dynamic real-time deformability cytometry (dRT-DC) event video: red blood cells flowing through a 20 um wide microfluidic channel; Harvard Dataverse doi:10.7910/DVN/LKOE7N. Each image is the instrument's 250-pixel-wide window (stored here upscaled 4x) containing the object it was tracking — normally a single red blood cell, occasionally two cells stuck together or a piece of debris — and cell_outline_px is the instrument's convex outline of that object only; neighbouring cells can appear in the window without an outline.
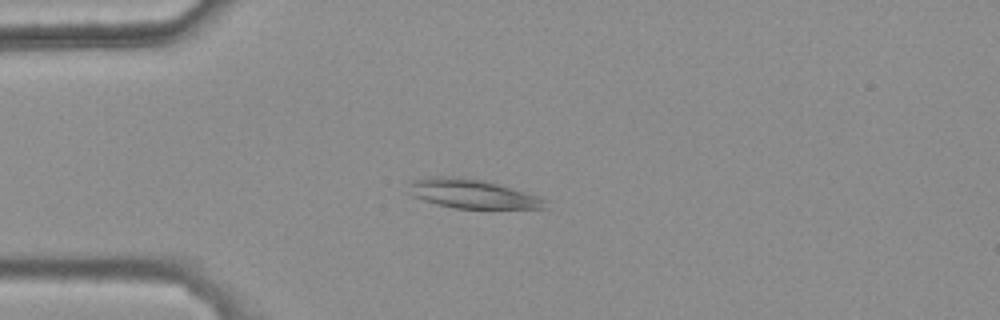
{"species": "common noctule bat (a hibernating species)", "species_latin": "Nyctalus noctula", "temperature_condition": "warm", "stored_images_in_passage": 13, "camera_frame_rate_fps": 3000, "um_per_image_px": 0.085, "animal": {"sex": "female", "body_mass_g": 25.1}, "frame": {"image": 1, "passage_image": 1, "time_ms": 0.0, "image_size_px": [1000, 320], "cell_outline_px": [[548, 200], [544, 208], [452, 208], [436, 204], [412, 196], [408, 192], [408, 184], [412, 180], [432, 176], [460, 176], [484, 180], [544, 196]], "centroid_in_image_um": [40.16, 16.45], "position_along_channel_um": 44.8, "area_um2": 23.58}}
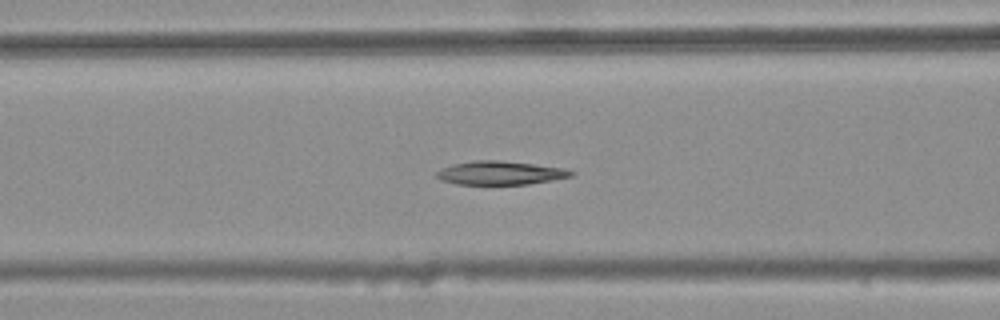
{"frame": {"image": 2, "passage_image": 9, "time_ms": 2.667, "image_size_px": [1000, 320], "cell_outline_px": [[576, 172], [572, 176], [528, 184], [456, 184], [440, 180], [436, 176], [436, 172], [444, 168], [456, 164], [476, 160], [496, 160], [532, 164], [564, 168]], "centroid_in_image_um": [42.53, 14.7], "position_along_channel_um": 124.1, "area_um2": 18.15}}
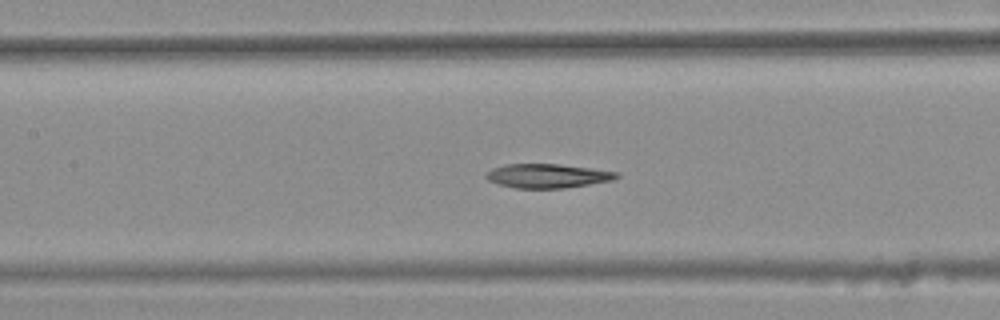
{"frame": {"image": 3, "passage_image": 12, "time_ms": 3.667, "image_size_px": [1000, 320], "cell_outline_px": [[620, 176], [612, 180], [564, 188], [516, 188], [500, 184], [488, 180], [484, 176], [484, 172], [492, 168], [508, 164], [560, 164], [592, 168], [620, 172]], "centroid_in_image_um": [46.53, 14.94], "position_along_channel_um": 160.9, "area_um2": 18.32}}